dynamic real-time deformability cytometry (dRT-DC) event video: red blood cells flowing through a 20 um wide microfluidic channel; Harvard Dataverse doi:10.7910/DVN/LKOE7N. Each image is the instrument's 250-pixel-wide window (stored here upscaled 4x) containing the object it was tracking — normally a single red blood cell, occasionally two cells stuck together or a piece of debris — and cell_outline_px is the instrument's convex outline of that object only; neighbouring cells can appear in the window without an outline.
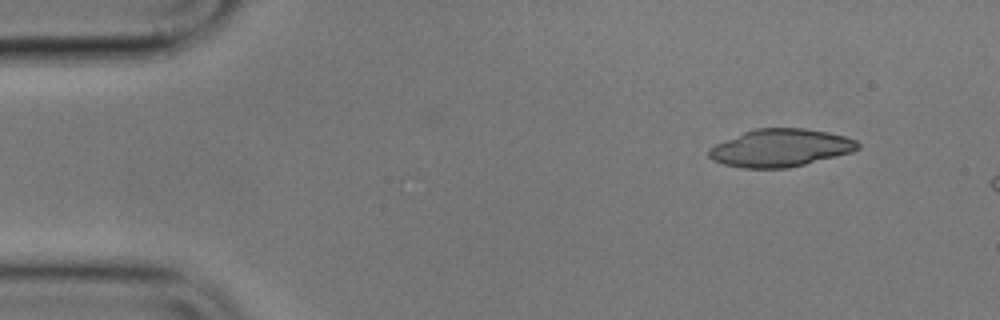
{"species": "common noctule bat (a hibernating species)", "species_latin": "Nyctalus noctula", "temperature_condition": "cold", "stored_images_in_passage": 3, "camera_frame_rate_fps": 3000, "um_per_image_px": 0.085, "animal": {"sex": "male", "body_mass_g": 17.9}, "frame": {"image": 1, "passage_image": 1, "time_ms": 0.0, "image_size_px": [1000, 320], "cell_outline_px": [[860, 148], [852, 152], [788, 168], [744, 168], [724, 164], [712, 160], [708, 156], [708, 148], [716, 144], [744, 132], [756, 128], [804, 128], [828, 132], [844, 136], [856, 140], [860, 144]], "centroid_in_image_um": [66.34, 12.57], "position_along_channel_um": 18.7, "area_um2": 32.54}}